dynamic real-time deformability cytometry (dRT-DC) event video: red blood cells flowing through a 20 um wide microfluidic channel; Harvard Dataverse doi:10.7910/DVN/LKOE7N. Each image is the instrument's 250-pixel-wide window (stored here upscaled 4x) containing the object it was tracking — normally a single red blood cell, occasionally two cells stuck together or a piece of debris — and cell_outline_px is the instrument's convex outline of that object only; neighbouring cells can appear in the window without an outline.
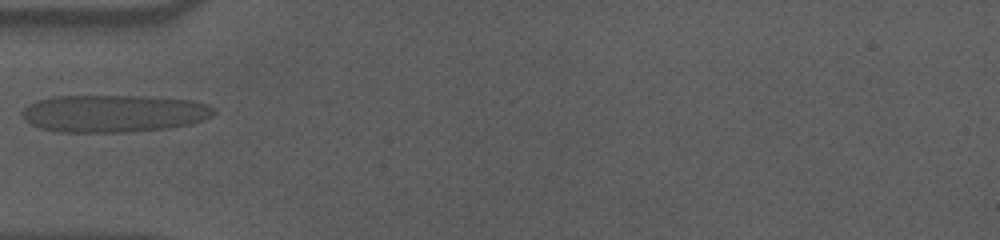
{"species": "human", "species_latin": "Homo sapiens", "temperature_condition": "cold", "stored_images_in_passage": 39, "camera_frame_rate_fps": 3000, "um_per_image_px": 0.085, "donor": {"sex": "male"}, "frame": {"image": 1, "passage_image": 1, "time_ms": 0.0, "image_size_px": [1000, 240], "cell_outline_px": [[216, 112], [212, 116], [204, 120], [188, 124], [168, 128], [124, 132], [56, 132], [40, 128], [24, 120], [20, 112], [28, 104], [36, 100], [52, 96], [144, 96], [192, 100], [208, 104], [216, 108]], "centroid_in_image_um": [9.65, 9.64], "position_along_channel_um": 75.3, "area_um2": 42.14}}
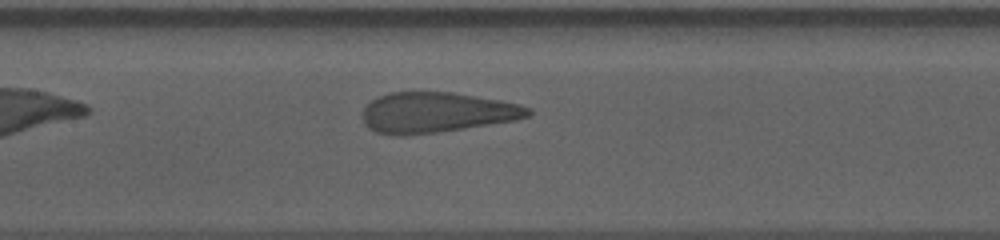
{"frame": {"image": 2, "passage_image": 9, "time_ms": 2.667, "image_size_px": [1000, 240], "cell_outline_px": [[532, 116], [516, 120], [464, 128], [436, 132], [404, 136], [396, 136], [376, 132], [368, 128], [364, 124], [364, 108], [372, 100], [388, 92], [452, 92], [500, 100], [520, 104], [532, 108]], "centroid_in_image_um": [37.14, 9.56], "position_along_channel_um": 170.3, "area_um2": 39.02}}
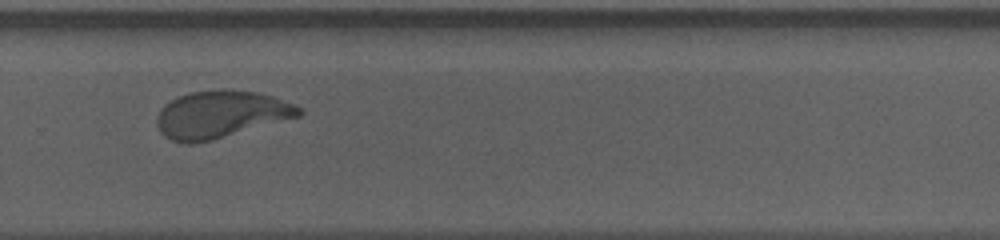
{"frame": {"image": 3, "passage_image": 21, "time_ms": 6.667, "image_size_px": [1000, 240], "cell_outline_px": [[304, 112], [300, 116], [212, 140], [192, 144], [184, 144], [172, 140], [164, 136], [160, 132], [156, 124], [156, 116], [160, 108], [164, 104], [180, 96], [192, 92], [220, 88], [224, 88], [260, 92], [272, 96], [292, 104], [300, 108]], "centroid_in_image_um": [18.73, 9.72], "position_along_channel_um": 311.1, "area_um2": 39.3}}